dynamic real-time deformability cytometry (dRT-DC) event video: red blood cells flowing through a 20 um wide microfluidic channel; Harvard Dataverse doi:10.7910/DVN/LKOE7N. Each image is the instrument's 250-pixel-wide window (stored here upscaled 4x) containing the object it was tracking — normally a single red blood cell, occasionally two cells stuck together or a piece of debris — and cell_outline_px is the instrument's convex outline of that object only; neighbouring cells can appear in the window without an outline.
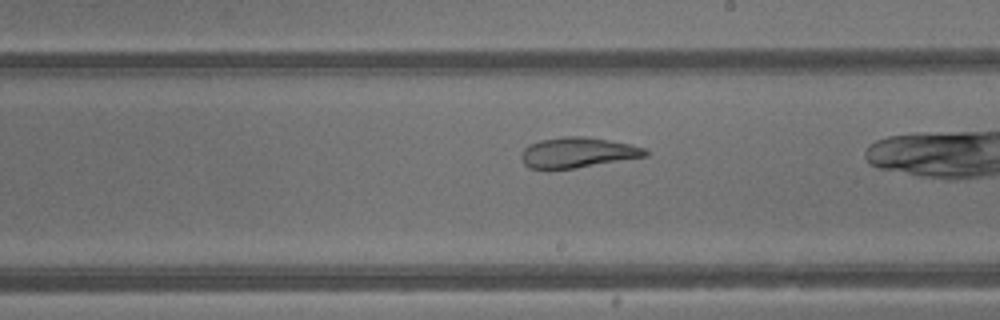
{"species": "common noctule bat (a hibernating species)", "species_latin": "Nyctalus noctula", "temperature_condition": "warm", "stored_images_in_passage": 22, "camera_frame_rate_fps": 3000, "um_per_image_px": 0.085, "animal": {"sex": "male", "body_mass_g": 13.3}, "frame": {"image": 1, "passage_image": 13, "time_ms": 4.0, "image_size_px": [1000, 320], "cell_outline_px": [[648, 156], [576, 168], [548, 172], [544, 172], [528, 168], [524, 164], [520, 156], [520, 152], [528, 144], [540, 140], [560, 136], [584, 136], [608, 140], [628, 144], [644, 148], [648, 152]], "centroid_in_image_um": [48.98, 13.0], "position_along_channel_um": 240.0, "area_um2": 22.66}}